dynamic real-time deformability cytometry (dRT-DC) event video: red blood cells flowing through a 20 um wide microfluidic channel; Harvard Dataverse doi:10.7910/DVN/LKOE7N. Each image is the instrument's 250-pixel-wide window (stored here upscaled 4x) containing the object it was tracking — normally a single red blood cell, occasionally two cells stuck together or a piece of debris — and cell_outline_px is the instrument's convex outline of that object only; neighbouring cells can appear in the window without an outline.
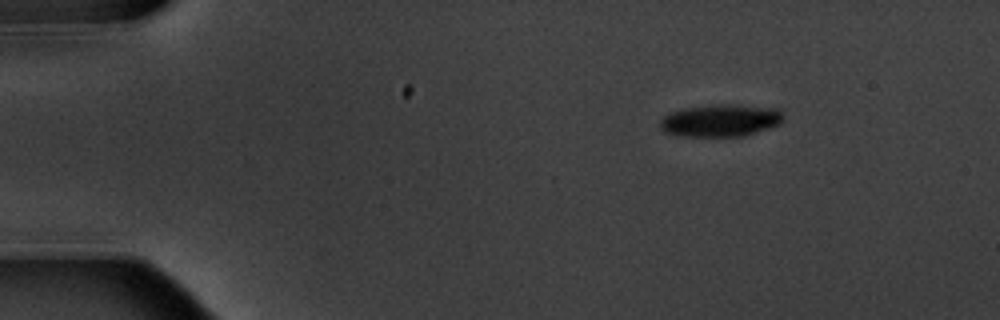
{"species": "common noctule bat (a hibernating species)", "species_latin": "Nyctalus noctula", "temperature_condition": "warm", "stored_images_in_passage": 2, "camera_frame_rate_fps": 3000, "um_per_image_px": 0.085, "animal": {"sex": "male", "body_mass_g": 20.1, "forearm_length_mm": 53.5}, "frame": {"image": 1, "passage_image": 2, "time_ms": 1.333, "image_size_px": [1000, 320], "cell_outline_px": [[784, 116], [780, 124], [744, 136], [684, 136], [664, 132], [660, 128], [660, 120], [668, 112], [684, 108], [716, 104], [724, 104], [776, 108]], "centroid_in_image_um": [61.21, 10.24], "position_along_channel_um": 23.8, "area_um2": 23.12}}